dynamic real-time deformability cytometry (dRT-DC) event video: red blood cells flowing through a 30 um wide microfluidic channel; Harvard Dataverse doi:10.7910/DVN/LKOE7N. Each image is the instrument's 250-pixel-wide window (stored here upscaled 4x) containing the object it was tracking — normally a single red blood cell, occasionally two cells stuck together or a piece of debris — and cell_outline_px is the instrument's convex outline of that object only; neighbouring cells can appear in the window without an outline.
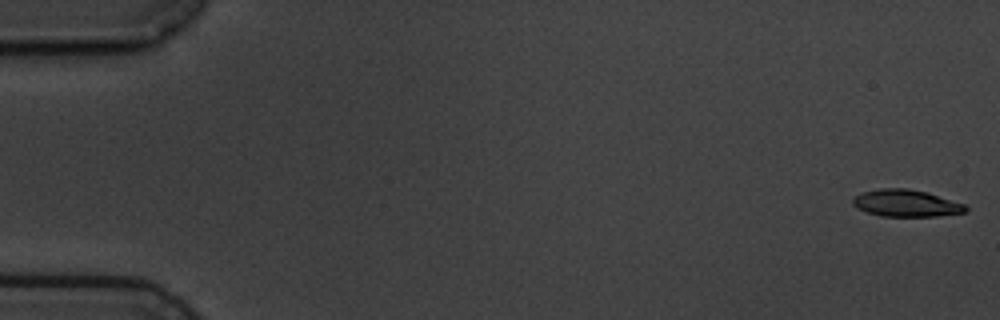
{"species": "common noctule bat (a hibernating species)", "species_latin": "Nyctalus noctula", "temperature_condition": "cold", "stored_images_in_passage": 5, "camera_frame_rate_fps": 3000, "um_per_image_px": 0.085, "animal": {"sex": "male", "body_mass_g": 19.5, "forearm_length_mm": 54.6}, "frame": {"image": 1, "passage_image": 1, "time_ms": 0.0, "image_size_px": [1000, 320], "cell_outline_px": [[968, 208], [964, 212], [936, 216], [880, 216], [856, 208], [852, 204], [852, 200], [856, 196], [864, 192], [880, 188], [908, 188], [924, 192], [964, 204]], "centroid_in_image_um": [76.97, 17.28], "position_along_channel_um": 8.0, "area_um2": 17.4}}
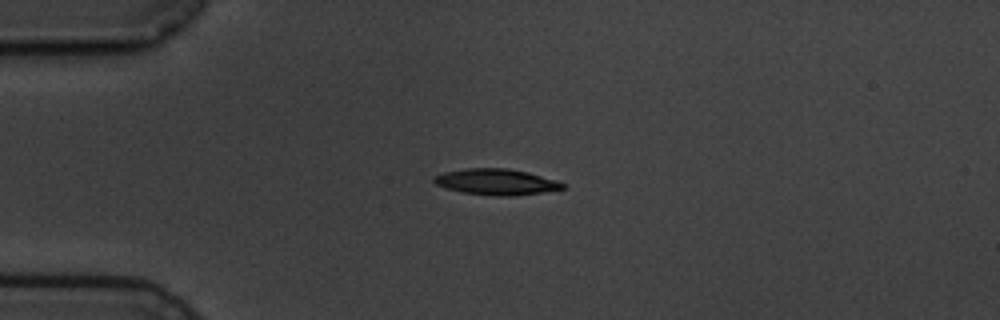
{"frame": {"image": 2, "passage_image": 4, "time_ms": 4.333, "image_size_px": [1000, 320], "cell_outline_px": [[564, 188], [516, 196], [496, 196], [464, 192], [448, 188], [436, 184], [432, 180], [432, 176], [444, 172], [468, 168], [508, 168], [528, 172], [556, 180], [564, 184]], "centroid_in_image_um": [42.16, 15.45], "position_along_channel_um": 42.8, "area_um2": 19.31}}